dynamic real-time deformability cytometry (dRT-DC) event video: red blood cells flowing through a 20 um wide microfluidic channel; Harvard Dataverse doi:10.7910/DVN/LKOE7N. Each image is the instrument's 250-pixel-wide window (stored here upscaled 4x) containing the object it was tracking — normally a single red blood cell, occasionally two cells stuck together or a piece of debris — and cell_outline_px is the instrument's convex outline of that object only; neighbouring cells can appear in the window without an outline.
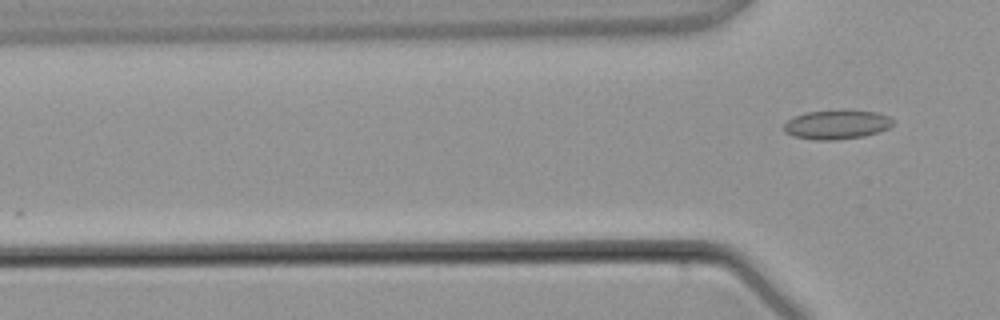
{"species": "common noctule bat (a hibernating species)", "species_latin": "Nyctalus noctula", "temperature_condition": "warm", "stored_images_in_passage": 3, "camera_frame_rate_fps": 3000, "um_per_image_px": 0.085, "animal": {"sex": "male", "body_mass_g": 21.5, "forearm_length_mm": 52.0}, "frame": {"image": 1, "passage_image": 3, "time_ms": 2.667, "image_size_px": [1000, 320], "cell_outline_px": [[892, 124], [888, 128], [880, 132], [864, 136], [836, 140], [812, 140], [792, 136], [784, 132], [784, 124], [788, 120], [796, 116], [808, 112], [840, 108], [844, 108], [876, 112], [888, 116], [892, 120]], "centroid_in_image_um": [71.12, 10.57], "position_along_channel_um": 54.7, "area_um2": 19.02}}